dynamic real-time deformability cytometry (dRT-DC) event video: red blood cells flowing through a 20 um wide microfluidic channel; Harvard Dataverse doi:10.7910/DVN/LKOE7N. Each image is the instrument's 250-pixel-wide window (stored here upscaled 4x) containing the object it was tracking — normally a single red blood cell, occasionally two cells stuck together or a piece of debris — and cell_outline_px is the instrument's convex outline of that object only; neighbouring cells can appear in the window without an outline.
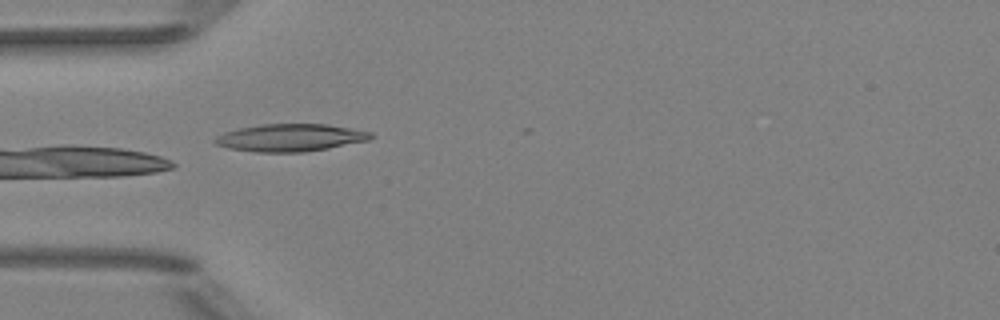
{"species": "Egyptian fruit bat (a non-hibernating species)", "species_latin": "Rousettus aegyptiacus", "temperature_condition": "room temperature", "stored_images_in_passage": 3, "camera_frame_rate_fps": 3000, "um_per_image_px": 0.085, "animal": {"sex": "female"}, "frame": {"image": 1, "passage_image": 1, "time_ms": 0.0, "image_size_px": [1000, 320], "cell_outline_px": [[372, 136], [368, 140], [328, 148], [304, 152], [256, 152], [228, 148], [216, 144], [212, 140], [216, 136], [224, 132], [240, 128], [264, 124], [328, 124], [372, 132]], "centroid_in_image_um": [24.65, 11.7], "position_along_channel_um": 60.3, "area_um2": 24.8}}